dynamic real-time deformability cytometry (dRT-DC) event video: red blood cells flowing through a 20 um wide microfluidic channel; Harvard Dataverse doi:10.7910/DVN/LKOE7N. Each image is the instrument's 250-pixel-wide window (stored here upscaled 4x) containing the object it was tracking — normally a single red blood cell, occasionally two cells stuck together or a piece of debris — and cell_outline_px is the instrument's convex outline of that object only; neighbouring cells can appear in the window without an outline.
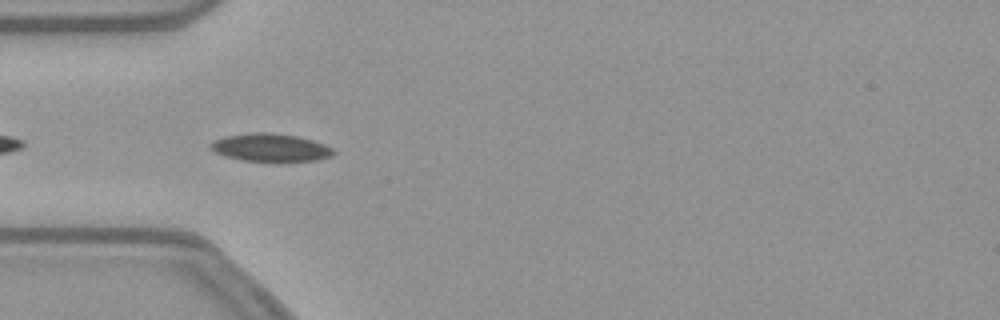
{"species": "common noctule bat (a hibernating species)", "species_latin": "Nyctalus noctula", "temperature_condition": "warm", "stored_images_in_passage": 39, "camera_frame_rate_fps": 3000, "um_per_image_px": 0.085, "animal": {"sex": "female", "body_mass_g": 21.9}, "frame": {"image": 1, "passage_image": 1, "time_ms": 0.0, "image_size_px": [1000, 320], "cell_outline_px": [[336, 152], [332, 156], [316, 160], [276, 164], [244, 160], [228, 156], [216, 152], [208, 148], [208, 144], [212, 140], [224, 136], [252, 132], [268, 132], [296, 136], [312, 140], [324, 144], [332, 148]], "centroid_in_image_um": [22.99, 12.57], "position_along_channel_um": 62.0, "area_um2": 20.69}}
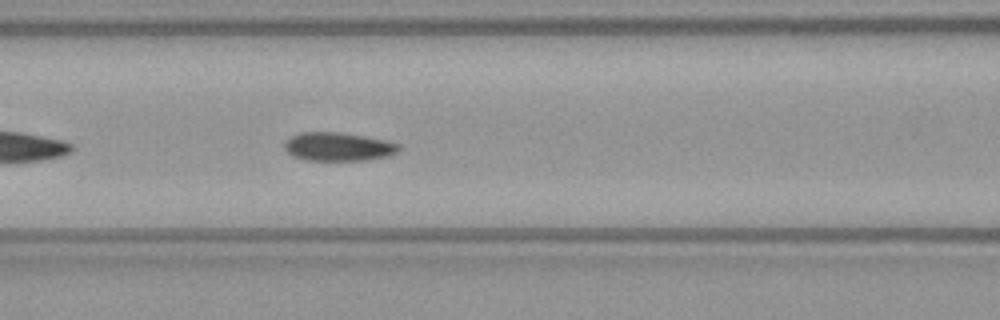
{"frame": {"image": 2, "passage_image": 7, "time_ms": 2.0, "image_size_px": [1000, 320], "cell_outline_px": [[400, 148], [396, 152], [388, 156], [368, 160], [308, 160], [292, 156], [284, 148], [284, 144], [292, 136], [300, 132], [336, 132], [384, 140], [400, 144]], "centroid_in_image_um": [28.74, 12.48], "position_along_channel_um": 137.9, "area_um2": 18.73}}
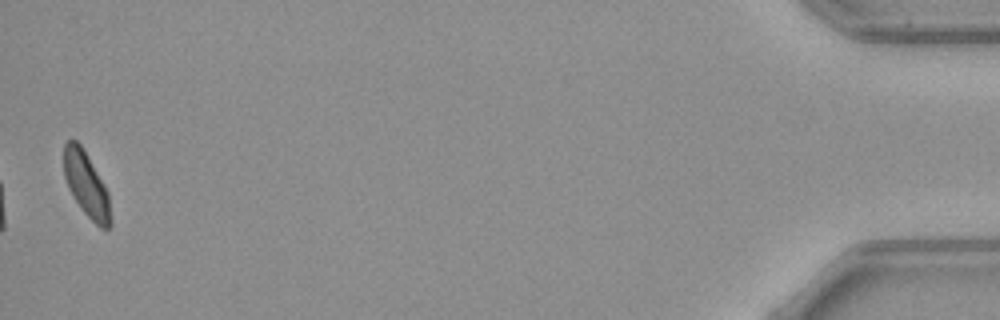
{"frame": {"image": 3, "passage_image": 38, "time_ms": 12.333, "image_size_px": [1000, 320], "cell_outline_px": [[112, 224], [108, 228], [100, 228], [84, 212], [68, 188], [64, 176], [64, 144], [68, 140], [76, 140], [80, 144], [108, 192], [112, 220]], "centroid_in_image_um": [7.34, 15.71], "position_along_channel_um": 427.9, "area_um2": 17.28}, "authors_computed_cell_mechanics": {"area_um2": 19.363, "velocity_mm_per_s": 3.7802, "shape_relaxation_time_tau1_ms": 4.7613, "shape_relaxation_time_tau2_ms": 2.5592, "deformation_change_tau1": 0.102, "deformation_change_tau2": 0.0633}}